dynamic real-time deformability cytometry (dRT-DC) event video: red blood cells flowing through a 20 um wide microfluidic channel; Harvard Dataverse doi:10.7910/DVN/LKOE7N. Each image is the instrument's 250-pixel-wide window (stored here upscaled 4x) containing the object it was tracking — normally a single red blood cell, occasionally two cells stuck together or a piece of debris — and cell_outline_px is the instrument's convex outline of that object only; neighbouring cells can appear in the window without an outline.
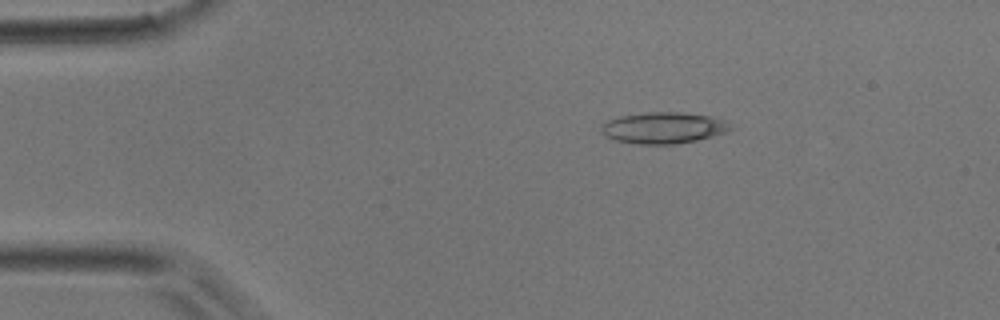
{"species": "common noctule bat (a hibernating species)", "species_latin": "Nyctalus noctula", "temperature_condition": "room temperature", "stored_images_in_passage": 37, "camera_frame_rate_fps": 3000, "um_per_image_px": 0.085, "animal": {"sex": "male", "body_mass_g": 17.9}, "frame": {"image": 1, "passage_image": 8, "time_ms": 2.333, "image_size_px": [1000, 320], "cell_outline_px": [[732, 128], [728, 132], [696, 140], [676, 144], [640, 144], [616, 140], [608, 136], [600, 128], [600, 124], [608, 120], [620, 116], [648, 112], [680, 112], [712, 116], [724, 120]], "centroid_in_image_um": [56.41, 10.86], "position_along_channel_um": 28.6, "area_um2": 23.41}}
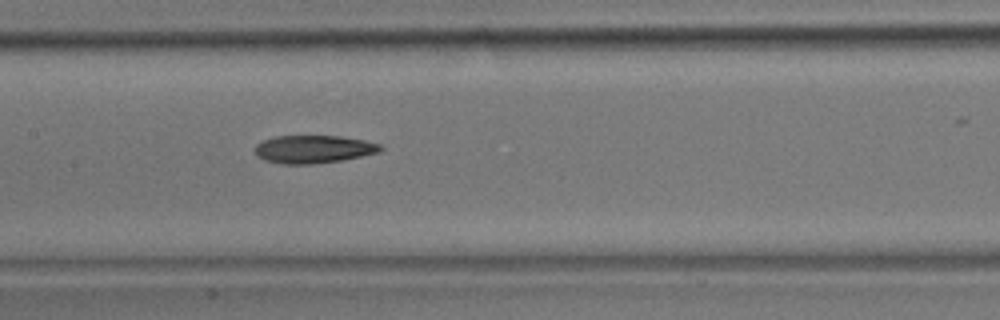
{"frame": {"image": 2, "passage_image": 22, "time_ms": 7.0, "image_size_px": [1000, 320], "cell_outline_px": [[384, 148], [380, 152], [340, 160], [312, 164], [280, 164], [264, 160], [256, 156], [252, 148], [256, 144], [264, 140], [276, 136], [340, 136], [364, 140], [380, 144]], "centroid_in_image_um": [26.6, 12.68], "position_along_channel_um": 180.8, "area_um2": 20.52}}
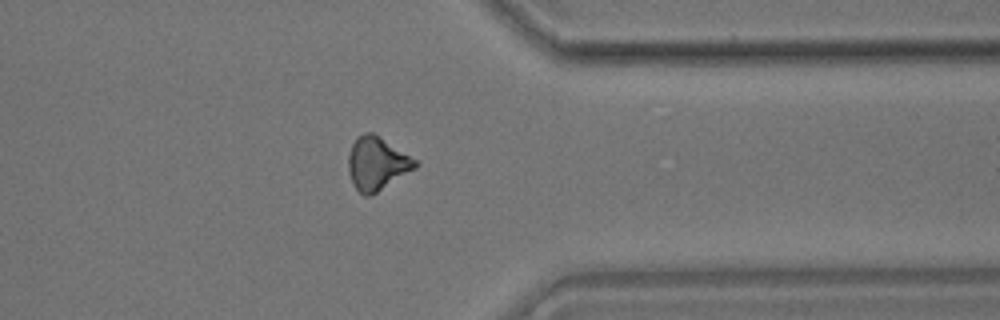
{"frame": {"image": 3, "passage_image": 36, "time_ms": 11.667, "image_size_px": [1000, 320], "cell_outline_px": [[420, 164], [416, 168], [376, 192], [368, 196], [364, 196], [352, 184], [348, 172], [348, 156], [352, 144], [356, 136], [364, 132], [372, 132], [380, 136], [416, 160]], "centroid_in_image_um": [32.01, 13.88], "position_along_channel_um": 379.4, "area_um2": 20.63}}